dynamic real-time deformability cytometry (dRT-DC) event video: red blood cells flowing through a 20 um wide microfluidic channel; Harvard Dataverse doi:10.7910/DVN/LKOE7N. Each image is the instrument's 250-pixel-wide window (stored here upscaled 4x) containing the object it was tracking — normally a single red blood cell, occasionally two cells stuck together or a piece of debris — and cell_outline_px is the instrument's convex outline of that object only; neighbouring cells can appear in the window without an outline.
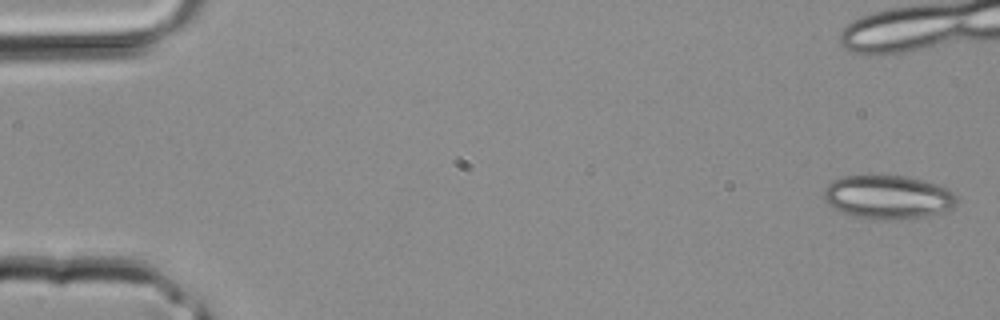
{"species": "common noctule bat (a hibernating species)", "species_latin": "Nyctalus noctula", "temperature_condition": "room temperature", "stored_images_in_passage": 7, "camera_frame_rate_fps": 3000, "um_per_image_px": 0.085, "animal": {"sex": "male", "body_mass_g": 20.4}, "frame": {"image": 1, "passage_image": 1, "time_ms": 0.0, "image_size_px": [1000, 320], "cell_outline_px": [[956, 204], [952, 208], [940, 212], [924, 216], [896, 220], [884, 220], [856, 216], [840, 212], [828, 204], [824, 200], [824, 188], [832, 180], [840, 176], [908, 176], [924, 180], [948, 188], [956, 196]], "centroid_in_image_um": [75.45, 16.74], "position_along_channel_um": 9.5, "area_um2": 33.81}}
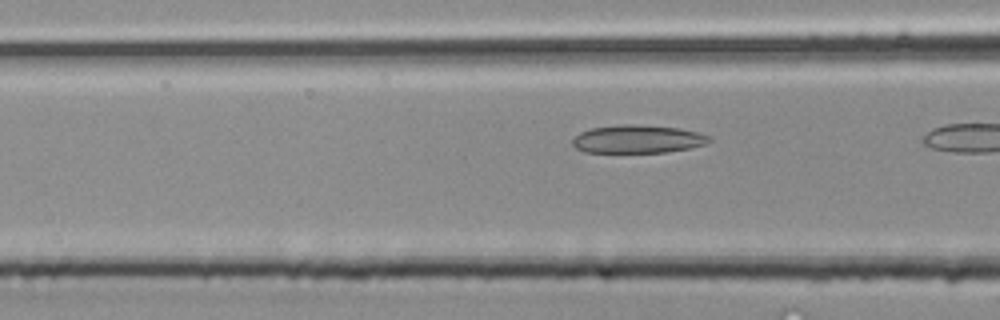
{"frame": {"image": 2, "passage_image": 6, "time_ms": 1.667, "image_size_px": [1000, 320], "cell_outline_px": [[712, 140], [704, 144], [688, 148], [668, 152], [584, 152], [576, 148], [572, 144], [572, 140], [580, 132], [592, 128], [624, 124], [636, 124], [680, 128], [712, 136]], "centroid_in_image_um": [54.21, 11.82], "position_along_channel_um": 112.4, "area_um2": 22.31}}